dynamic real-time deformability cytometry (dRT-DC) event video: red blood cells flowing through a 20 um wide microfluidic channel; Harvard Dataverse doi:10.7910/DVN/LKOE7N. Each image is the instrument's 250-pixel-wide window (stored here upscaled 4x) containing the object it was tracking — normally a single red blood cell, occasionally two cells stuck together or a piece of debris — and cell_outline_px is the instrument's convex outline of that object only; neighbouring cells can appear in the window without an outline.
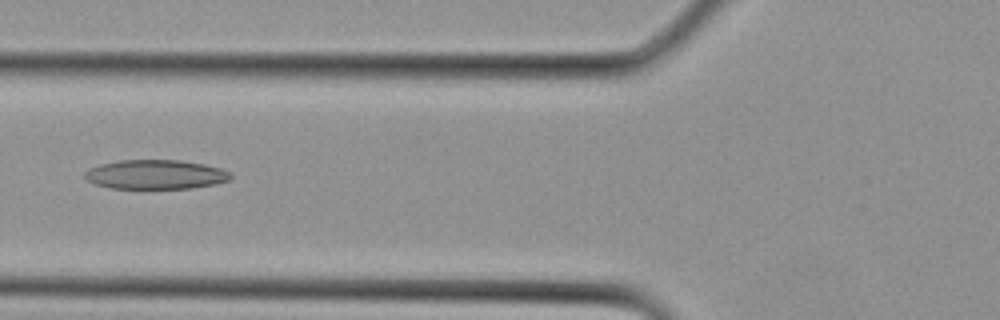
{"species": "Egyptian fruit bat (a non-hibernating species)", "species_latin": "Rousettus aegyptiacus", "temperature_condition": "cold", "stored_images_in_passage": 21, "camera_frame_rate_fps": 3000, "um_per_image_px": 0.085, "animal": {"sex": "female"}, "frame": {"image": 1, "passage_image": 3, "time_ms": 0.667, "image_size_px": [1000, 320], "cell_outline_px": [[232, 180], [216, 184], [192, 188], [112, 188], [96, 184], [88, 180], [84, 176], [84, 172], [88, 168], [100, 164], [120, 160], [180, 160], [204, 164], [220, 168], [232, 172]], "centroid_in_image_um": [13.27, 14.83], "position_along_channel_um": 112.5, "area_um2": 25.03}}
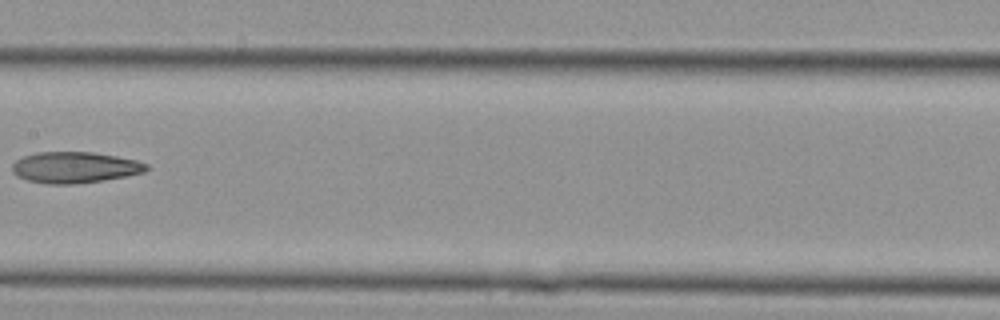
{"frame": {"image": 2, "passage_image": 7, "time_ms": 2.0, "image_size_px": [1000, 320], "cell_outline_px": [[148, 168], [144, 172], [128, 176], [104, 180], [72, 184], [48, 184], [28, 180], [16, 176], [12, 172], [12, 164], [16, 160], [24, 156], [36, 152], [92, 152], [116, 156], [136, 160], [148, 164]], "centroid_in_image_um": [6.35, 14.23], "position_along_channel_um": 201.1, "area_um2": 24.39}}
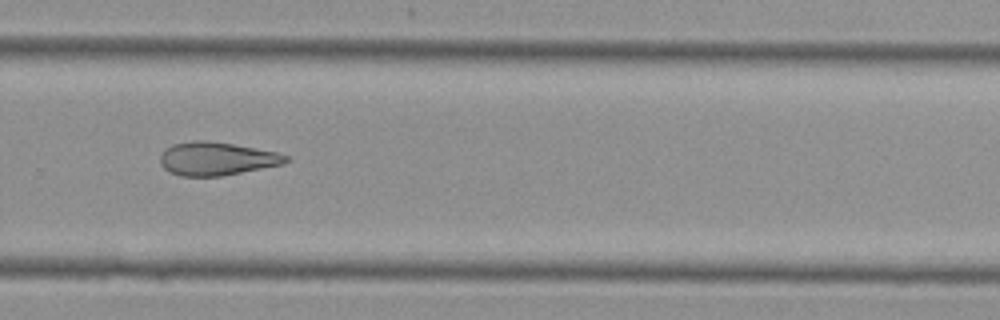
{"frame": {"image": 3, "passage_image": 12, "time_ms": 3.667, "image_size_px": [1000, 320], "cell_outline_px": [[288, 160], [284, 164], [220, 176], [180, 176], [168, 172], [160, 164], [160, 156], [164, 148], [172, 144], [192, 140], [204, 140], [232, 144], [276, 152], [288, 156]], "centroid_in_image_um": [18.35, 13.49], "position_along_channel_um": 311.4, "area_um2": 24.33}}